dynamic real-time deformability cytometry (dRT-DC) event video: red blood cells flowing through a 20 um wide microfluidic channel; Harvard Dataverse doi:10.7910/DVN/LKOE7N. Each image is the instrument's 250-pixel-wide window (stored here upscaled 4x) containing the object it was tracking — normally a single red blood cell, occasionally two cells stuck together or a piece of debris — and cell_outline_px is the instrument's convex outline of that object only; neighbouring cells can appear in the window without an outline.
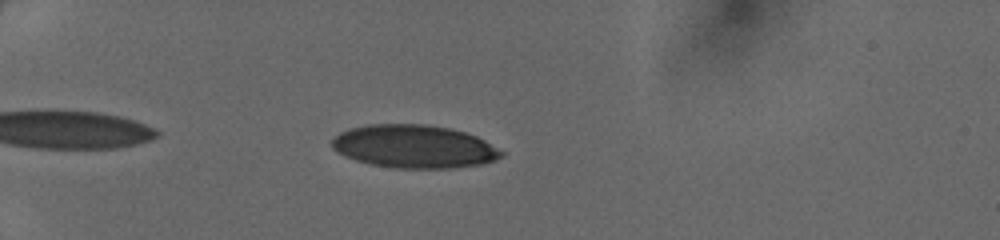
{"species": "human", "species_latin": "Homo sapiens", "temperature_condition": "cold", "stored_images_in_passage": 34, "camera_frame_rate_fps": 3000, "um_per_image_px": 0.085, "donor": {"sex": "female"}, "frame": {"image": 1, "passage_image": 5, "time_ms": 1.333, "image_size_px": [1000, 240], "cell_outline_px": [[504, 156], [496, 160], [480, 164], [452, 168], [396, 168], [372, 164], [356, 160], [344, 156], [336, 152], [332, 148], [332, 140], [340, 132], [348, 128], [368, 124], [424, 124], [448, 128], [464, 132], [476, 136], [484, 140], [504, 152]], "centroid_in_image_um": [35.18, 12.45], "position_along_channel_um": 49.8, "area_um2": 42.54}}
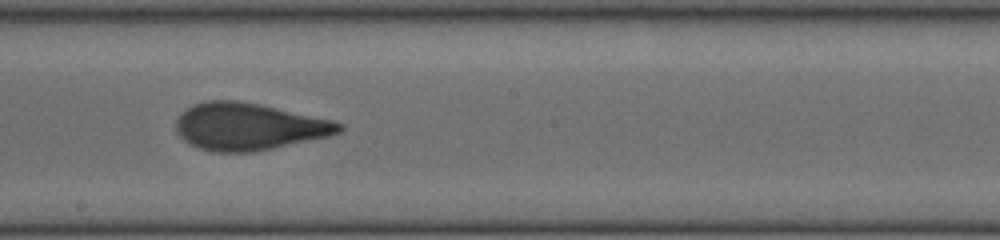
{"frame": {"image": 2, "passage_image": 20, "time_ms": 6.333, "image_size_px": [1000, 240], "cell_outline_px": [[344, 128], [340, 132], [328, 136], [256, 152], [212, 152], [188, 144], [176, 132], [176, 120], [180, 112], [192, 104], [208, 100], [236, 100], [260, 104], [332, 120], [344, 124]], "centroid_in_image_um": [21.1, 10.76], "position_along_channel_um": 227.1, "area_um2": 44.97}}
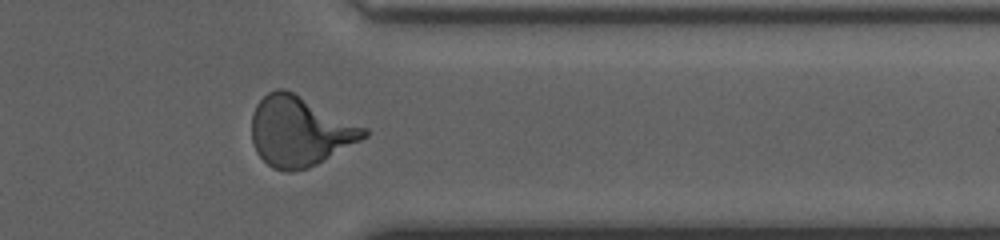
{"frame": {"image": 3, "passage_image": 31, "time_ms": 10.0, "image_size_px": [1000, 240], "cell_outline_px": [[368, 136], [316, 164], [308, 168], [292, 172], [288, 172], [272, 168], [256, 152], [252, 140], [252, 112], [256, 104], [268, 92], [276, 88], [284, 88], [368, 128]], "centroid_in_image_um": [25.46, 11.15], "position_along_channel_um": 385.9, "area_um2": 45.49}}